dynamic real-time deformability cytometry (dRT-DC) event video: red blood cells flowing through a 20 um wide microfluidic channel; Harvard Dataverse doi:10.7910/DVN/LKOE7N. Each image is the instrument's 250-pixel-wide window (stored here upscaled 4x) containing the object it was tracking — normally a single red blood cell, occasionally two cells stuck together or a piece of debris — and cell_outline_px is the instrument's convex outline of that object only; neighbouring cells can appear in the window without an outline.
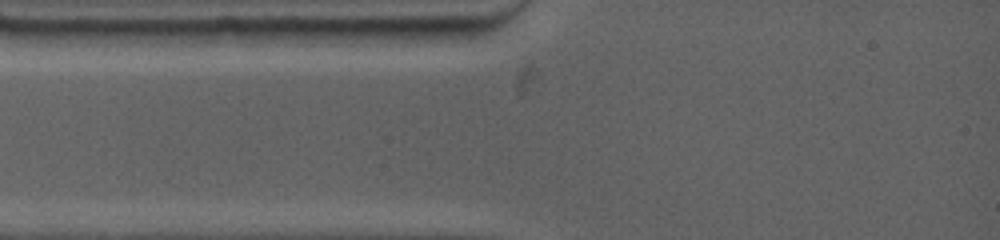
{"species": "common noctule bat (a hibernating species)", "species_latin": "Nyctalus noctula", "temperature_condition": "warm", "stored_images_in_passage": 3, "camera_frame_rate_fps": 4500, "um_per_image_px": 0.085, "animal": {"sex": "female", "body_mass_g": 19.0, "forearm_length_mm": 53.3}, "frame": {"image": 1, "passage_image": 1, "time_ms": 0.0, "image_size_px": [1000, 240], "cell_outline_px": [[476, 36], [452, 44], [428, 48], [388, 44], [360, 32], [352, 28], [468, 28], [476, 32]], "centroid_in_image_um": [35.63, 3.06], "position_along_channel_um": 49.4, "area_um2": 12.43}}